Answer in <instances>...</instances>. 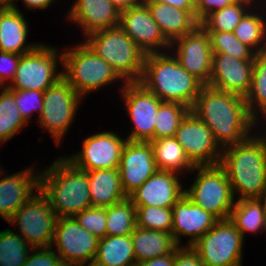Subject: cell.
I'll use <instances>...</instances> for the list:
<instances>
[{
  "label": "cell",
  "instance_id": "obj_25",
  "mask_svg": "<svg viewBox=\"0 0 266 266\" xmlns=\"http://www.w3.org/2000/svg\"><path fill=\"white\" fill-rule=\"evenodd\" d=\"M143 2L149 8L154 21L170 43L191 33L200 25L196 19L195 10H182L160 2Z\"/></svg>",
  "mask_w": 266,
  "mask_h": 266
},
{
  "label": "cell",
  "instance_id": "obj_48",
  "mask_svg": "<svg viewBox=\"0 0 266 266\" xmlns=\"http://www.w3.org/2000/svg\"><path fill=\"white\" fill-rule=\"evenodd\" d=\"M160 2L182 10H195V0H143Z\"/></svg>",
  "mask_w": 266,
  "mask_h": 266
},
{
  "label": "cell",
  "instance_id": "obj_26",
  "mask_svg": "<svg viewBox=\"0 0 266 266\" xmlns=\"http://www.w3.org/2000/svg\"><path fill=\"white\" fill-rule=\"evenodd\" d=\"M87 172L92 207H109L127 197L118 168Z\"/></svg>",
  "mask_w": 266,
  "mask_h": 266
},
{
  "label": "cell",
  "instance_id": "obj_15",
  "mask_svg": "<svg viewBox=\"0 0 266 266\" xmlns=\"http://www.w3.org/2000/svg\"><path fill=\"white\" fill-rule=\"evenodd\" d=\"M170 51L189 74L204 85L209 84L213 51L209 35L200 25L191 33L174 40Z\"/></svg>",
  "mask_w": 266,
  "mask_h": 266
},
{
  "label": "cell",
  "instance_id": "obj_10",
  "mask_svg": "<svg viewBox=\"0 0 266 266\" xmlns=\"http://www.w3.org/2000/svg\"><path fill=\"white\" fill-rule=\"evenodd\" d=\"M57 220L58 216L52 210L48 198L38 190L14 213L8 223L18 226L19 235L30 247L47 248L52 245Z\"/></svg>",
  "mask_w": 266,
  "mask_h": 266
},
{
  "label": "cell",
  "instance_id": "obj_14",
  "mask_svg": "<svg viewBox=\"0 0 266 266\" xmlns=\"http://www.w3.org/2000/svg\"><path fill=\"white\" fill-rule=\"evenodd\" d=\"M127 139L114 131L92 134L85 139L81 151L66 158L85 171L119 168L121 153Z\"/></svg>",
  "mask_w": 266,
  "mask_h": 266
},
{
  "label": "cell",
  "instance_id": "obj_43",
  "mask_svg": "<svg viewBox=\"0 0 266 266\" xmlns=\"http://www.w3.org/2000/svg\"><path fill=\"white\" fill-rule=\"evenodd\" d=\"M20 57V54L0 51V87H7V80L10 84L14 80Z\"/></svg>",
  "mask_w": 266,
  "mask_h": 266
},
{
  "label": "cell",
  "instance_id": "obj_52",
  "mask_svg": "<svg viewBox=\"0 0 266 266\" xmlns=\"http://www.w3.org/2000/svg\"><path fill=\"white\" fill-rule=\"evenodd\" d=\"M234 2H238V3L244 4V5L248 6L250 9H252L254 4H255V6H257L255 0H234ZM257 2L259 3L260 1L257 0Z\"/></svg>",
  "mask_w": 266,
  "mask_h": 266
},
{
  "label": "cell",
  "instance_id": "obj_19",
  "mask_svg": "<svg viewBox=\"0 0 266 266\" xmlns=\"http://www.w3.org/2000/svg\"><path fill=\"white\" fill-rule=\"evenodd\" d=\"M253 60H241L225 53H213L208 86L245 96L250 89Z\"/></svg>",
  "mask_w": 266,
  "mask_h": 266
},
{
  "label": "cell",
  "instance_id": "obj_17",
  "mask_svg": "<svg viewBox=\"0 0 266 266\" xmlns=\"http://www.w3.org/2000/svg\"><path fill=\"white\" fill-rule=\"evenodd\" d=\"M99 239L82 228L74 217L58 218L51 247L63 262L83 263L95 258Z\"/></svg>",
  "mask_w": 266,
  "mask_h": 266
},
{
  "label": "cell",
  "instance_id": "obj_21",
  "mask_svg": "<svg viewBox=\"0 0 266 266\" xmlns=\"http://www.w3.org/2000/svg\"><path fill=\"white\" fill-rule=\"evenodd\" d=\"M172 234L179 246H191L219 219L212 213L193 203L185 194L172 207ZM189 236L186 245H182L181 236Z\"/></svg>",
  "mask_w": 266,
  "mask_h": 266
},
{
  "label": "cell",
  "instance_id": "obj_46",
  "mask_svg": "<svg viewBox=\"0 0 266 266\" xmlns=\"http://www.w3.org/2000/svg\"><path fill=\"white\" fill-rule=\"evenodd\" d=\"M7 4L10 8L14 9V10H19L15 1L16 0H6ZM55 0H22V2L24 3V5L27 8H30L35 10V9H42L45 10L47 9L49 6H52L51 4L54 2Z\"/></svg>",
  "mask_w": 266,
  "mask_h": 266
},
{
  "label": "cell",
  "instance_id": "obj_18",
  "mask_svg": "<svg viewBox=\"0 0 266 266\" xmlns=\"http://www.w3.org/2000/svg\"><path fill=\"white\" fill-rule=\"evenodd\" d=\"M118 169L123 191L128 197L158 170L150 142L127 141Z\"/></svg>",
  "mask_w": 266,
  "mask_h": 266
},
{
  "label": "cell",
  "instance_id": "obj_51",
  "mask_svg": "<svg viewBox=\"0 0 266 266\" xmlns=\"http://www.w3.org/2000/svg\"><path fill=\"white\" fill-rule=\"evenodd\" d=\"M81 266H106V265L97 260L96 258H93L91 260H88L87 262L81 263Z\"/></svg>",
  "mask_w": 266,
  "mask_h": 266
},
{
  "label": "cell",
  "instance_id": "obj_38",
  "mask_svg": "<svg viewBox=\"0 0 266 266\" xmlns=\"http://www.w3.org/2000/svg\"><path fill=\"white\" fill-rule=\"evenodd\" d=\"M137 227L172 233V208L135 206Z\"/></svg>",
  "mask_w": 266,
  "mask_h": 266
},
{
  "label": "cell",
  "instance_id": "obj_34",
  "mask_svg": "<svg viewBox=\"0 0 266 266\" xmlns=\"http://www.w3.org/2000/svg\"><path fill=\"white\" fill-rule=\"evenodd\" d=\"M27 125L18 111L14 95L6 87H0V143L5 144Z\"/></svg>",
  "mask_w": 266,
  "mask_h": 266
},
{
  "label": "cell",
  "instance_id": "obj_49",
  "mask_svg": "<svg viewBox=\"0 0 266 266\" xmlns=\"http://www.w3.org/2000/svg\"><path fill=\"white\" fill-rule=\"evenodd\" d=\"M120 11L139 5L143 0H110Z\"/></svg>",
  "mask_w": 266,
  "mask_h": 266
},
{
  "label": "cell",
  "instance_id": "obj_37",
  "mask_svg": "<svg viewBox=\"0 0 266 266\" xmlns=\"http://www.w3.org/2000/svg\"><path fill=\"white\" fill-rule=\"evenodd\" d=\"M250 10L244 4L234 2L223 9L216 10L209 14L200 26L206 32H233L243 16Z\"/></svg>",
  "mask_w": 266,
  "mask_h": 266
},
{
  "label": "cell",
  "instance_id": "obj_30",
  "mask_svg": "<svg viewBox=\"0 0 266 266\" xmlns=\"http://www.w3.org/2000/svg\"><path fill=\"white\" fill-rule=\"evenodd\" d=\"M229 220L241 232L259 234L266 231V212L257 199H239L235 201Z\"/></svg>",
  "mask_w": 266,
  "mask_h": 266
},
{
  "label": "cell",
  "instance_id": "obj_41",
  "mask_svg": "<svg viewBox=\"0 0 266 266\" xmlns=\"http://www.w3.org/2000/svg\"><path fill=\"white\" fill-rule=\"evenodd\" d=\"M78 224L98 239L106 236V207H90L74 216Z\"/></svg>",
  "mask_w": 266,
  "mask_h": 266
},
{
  "label": "cell",
  "instance_id": "obj_27",
  "mask_svg": "<svg viewBox=\"0 0 266 266\" xmlns=\"http://www.w3.org/2000/svg\"><path fill=\"white\" fill-rule=\"evenodd\" d=\"M131 238L136 263L172 253L179 247L173 234L163 231L136 227Z\"/></svg>",
  "mask_w": 266,
  "mask_h": 266
},
{
  "label": "cell",
  "instance_id": "obj_39",
  "mask_svg": "<svg viewBox=\"0 0 266 266\" xmlns=\"http://www.w3.org/2000/svg\"><path fill=\"white\" fill-rule=\"evenodd\" d=\"M213 53H225L241 60H253L255 52L237 39L233 32H207Z\"/></svg>",
  "mask_w": 266,
  "mask_h": 266
},
{
  "label": "cell",
  "instance_id": "obj_50",
  "mask_svg": "<svg viewBox=\"0 0 266 266\" xmlns=\"http://www.w3.org/2000/svg\"><path fill=\"white\" fill-rule=\"evenodd\" d=\"M258 202L261 204L262 208L266 212V182L261 191V194L256 198Z\"/></svg>",
  "mask_w": 266,
  "mask_h": 266
},
{
  "label": "cell",
  "instance_id": "obj_22",
  "mask_svg": "<svg viewBox=\"0 0 266 266\" xmlns=\"http://www.w3.org/2000/svg\"><path fill=\"white\" fill-rule=\"evenodd\" d=\"M32 166L14 174L3 176L0 172V216L9 221L14 213L40 190V172Z\"/></svg>",
  "mask_w": 266,
  "mask_h": 266
},
{
  "label": "cell",
  "instance_id": "obj_16",
  "mask_svg": "<svg viewBox=\"0 0 266 266\" xmlns=\"http://www.w3.org/2000/svg\"><path fill=\"white\" fill-rule=\"evenodd\" d=\"M119 27L146 55L170 51L171 43L164 37L143 1L137 6L121 11Z\"/></svg>",
  "mask_w": 266,
  "mask_h": 266
},
{
  "label": "cell",
  "instance_id": "obj_8",
  "mask_svg": "<svg viewBox=\"0 0 266 266\" xmlns=\"http://www.w3.org/2000/svg\"><path fill=\"white\" fill-rule=\"evenodd\" d=\"M45 44L21 55L14 80L6 87L8 90L45 91L63 78L62 70L57 72L62 64V52L59 54L57 47Z\"/></svg>",
  "mask_w": 266,
  "mask_h": 266
},
{
  "label": "cell",
  "instance_id": "obj_47",
  "mask_svg": "<svg viewBox=\"0 0 266 266\" xmlns=\"http://www.w3.org/2000/svg\"><path fill=\"white\" fill-rule=\"evenodd\" d=\"M174 252L150 260L137 262L134 266H173Z\"/></svg>",
  "mask_w": 266,
  "mask_h": 266
},
{
  "label": "cell",
  "instance_id": "obj_28",
  "mask_svg": "<svg viewBox=\"0 0 266 266\" xmlns=\"http://www.w3.org/2000/svg\"><path fill=\"white\" fill-rule=\"evenodd\" d=\"M158 170L173 172L192 171L194 165L186 156L183 147L175 137H163L150 141Z\"/></svg>",
  "mask_w": 266,
  "mask_h": 266
},
{
  "label": "cell",
  "instance_id": "obj_42",
  "mask_svg": "<svg viewBox=\"0 0 266 266\" xmlns=\"http://www.w3.org/2000/svg\"><path fill=\"white\" fill-rule=\"evenodd\" d=\"M60 263L61 259L53 247L33 248L23 266H59Z\"/></svg>",
  "mask_w": 266,
  "mask_h": 266
},
{
  "label": "cell",
  "instance_id": "obj_29",
  "mask_svg": "<svg viewBox=\"0 0 266 266\" xmlns=\"http://www.w3.org/2000/svg\"><path fill=\"white\" fill-rule=\"evenodd\" d=\"M95 258L106 266H134L136 260L131 235L99 239Z\"/></svg>",
  "mask_w": 266,
  "mask_h": 266
},
{
  "label": "cell",
  "instance_id": "obj_11",
  "mask_svg": "<svg viewBox=\"0 0 266 266\" xmlns=\"http://www.w3.org/2000/svg\"><path fill=\"white\" fill-rule=\"evenodd\" d=\"M82 101L64 78L44 91L43 109L37 120L40 127L51 134L56 145L62 143Z\"/></svg>",
  "mask_w": 266,
  "mask_h": 266
},
{
  "label": "cell",
  "instance_id": "obj_45",
  "mask_svg": "<svg viewBox=\"0 0 266 266\" xmlns=\"http://www.w3.org/2000/svg\"><path fill=\"white\" fill-rule=\"evenodd\" d=\"M173 266H204V264L191 246H179L174 251Z\"/></svg>",
  "mask_w": 266,
  "mask_h": 266
},
{
  "label": "cell",
  "instance_id": "obj_13",
  "mask_svg": "<svg viewBox=\"0 0 266 266\" xmlns=\"http://www.w3.org/2000/svg\"><path fill=\"white\" fill-rule=\"evenodd\" d=\"M174 137L194 166L220 164L222 149L213 132L192 111L182 120Z\"/></svg>",
  "mask_w": 266,
  "mask_h": 266
},
{
  "label": "cell",
  "instance_id": "obj_53",
  "mask_svg": "<svg viewBox=\"0 0 266 266\" xmlns=\"http://www.w3.org/2000/svg\"><path fill=\"white\" fill-rule=\"evenodd\" d=\"M59 266H81V264L76 263V262H63V261H61Z\"/></svg>",
  "mask_w": 266,
  "mask_h": 266
},
{
  "label": "cell",
  "instance_id": "obj_31",
  "mask_svg": "<svg viewBox=\"0 0 266 266\" xmlns=\"http://www.w3.org/2000/svg\"><path fill=\"white\" fill-rule=\"evenodd\" d=\"M244 98L249 113L257 121H266V51L254 56L251 86Z\"/></svg>",
  "mask_w": 266,
  "mask_h": 266
},
{
  "label": "cell",
  "instance_id": "obj_4",
  "mask_svg": "<svg viewBox=\"0 0 266 266\" xmlns=\"http://www.w3.org/2000/svg\"><path fill=\"white\" fill-rule=\"evenodd\" d=\"M168 52L145 56L139 83L161 101L180 103L191 109L204 84Z\"/></svg>",
  "mask_w": 266,
  "mask_h": 266
},
{
  "label": "cell",
  "instance_id": "obj_5",
  "mask_svg": "<svg viewBox=\"0 0 266 266\" xmlns=\"http://www.w3.org/2000/svg\"><path fill=\"white\" fill-rule=\"evenodd\" d=\"M85 38V43L125 83L139 82L146 54L119 26L92 32Z\"/></svg>",
  "mask_w": 266,
  "mask_h": 266
},
{
  "label": "cell",
  "instance_id": "obj_24",
  "mask_svg": "<svg viewBox=\"0 0 266 266\" xmlns=\"http://www.w3.org/2000/svg\"><path fill=\"white\" fill-rule=\"evenodd\" d=\"M24 16L20 10L10 8L6 0H0V51L23 55L39 45L26 43L29 25Z\"/></svg>",
  "mask_w": 266,
  "mask_h": 266
},
{
  "label": "cell",
  "instance_id": "obj_7",
  "mask_svg": "<svg viewBox=\"0 0 266 266\" xmlns=\"http://www.w3.org/2000/svg\"><path fill=\"white\" fill-rule=\"evenodd\" d=\"M192 172H197V176L191 187L185 189V195L219 220L229 219L235 197L225 170L218 164L195 166Z\"/></svg>",
  "mask_w": 266,
  "mask_h": 266
},
{
  "label": "cell",
  "instance_id": "obj_12",
  "mask_svg": "<svg viewBox=\"0 0 266 266\" xmlns=\"http://www.w3.org/2000/svg\"><path fill=\"white\" fill-rule=\"evenodd\" d=\"M120 92L128 111L132 132L126 138L133 142L154 140L155 118L159 105L163 102L155 94L146 90L139 82H123Z\"/></svg>",
  "mask_w": 266,
  "mask_h": 266
},
{
  "label": "cell",
  "instance_id": "obj_3",
  "mask_svg": "<svg viewBox=\"0 0 266 266\" xmlns=\"http://www.w3.org/2000/svg\"><path fill=\"white\" fill-rule=\"evenodd\" d=\"M40 190L58 218L74 217L92 207L88 172L76 167L66 156L58 157L40 171Z\"/></svg>",
  "mask_w": 266,
  "mask_h": 266
},
{
  "label": "cell",
  "instance_id": "obj_44",
  "mask_svg": "<svg viewBox=\"0 0 266 266\" xmlns=\"http://www.w3.org/2000/svg\"><path fill=\"white\" fill-rule=\"evenodd\" d=\"M234 3V0H195L196 19L201 23L209 14Z\"/></svg>",
  "mask_w": 266,
  "mask_h": 266
},
{
  "label": "cell",
  "instance_id": "obj_1",
  "mask_svg": "<svg viewBox=\"0 0 266 266\" xmlns=\"http://www.w3.org/2000/svg\"><path fill=\"white\" fill-rule=\"evenodd\" d=\"M191 111L213 132L222 150L243 142L259 126L249 113L244 96L208 85L202 87Z\"/></svg>",
  "mask_w": 266,
  "mask_h": 266
},
{
  "label": "cell",
  "instance_id": "obj_6",
  "mask_svg": "<svg viewBox=\"0 0 266 266\" xmlns=\"http://www.w3.org/2000/svg\"><path fill=\"white\" fill-rule=\"evenodd\" d=\"M74 46L62 52V73L63 78L83 99L93 91L122 81L113 68L84 41Z\"/></svg>",
  "mask_w": 266,
  "mask_h": 266
},
{
  "label": "cell",
  "instance_id": "obj_9",
  "mask_svg": "<svg viewBox=\"0 0 266 266\" xmlns=\"http://www.w3.org/2000/svg\"><path fill=\"white\" fill-rule=\"evenodd\" d=\"M244 238L229 220H219L193 245L204 266H242Z\"/></svg>",
  "mask_w": 266,
  "mask_h": 266
},
{
  "label": "cell",
  "instance_id": "obj_40",
  "mask_svg": "<svg viewBox=\"0 0 266 266\" xmlns=\"http://www.w3.org/2000/svg\"><path fill=\"white\" fill-rule=\"evenodd\" d=\"M15 98L18 111L23 120L29 124L35 110L41 114L43 109L44 91L40 90H9Z\"/></svg>",
  "mask_w": 266,
  "mask_h": 266
},
{
  "label": "cell",
  "instance_id": "obj_35",
  "mask_svg": "<svg viewBox=\"0 0 266 266\" xmlns=\"http://www.w3.org/2000/svg\"><path fill=\"white\" fill-rule=\"evenodd\" d=\"M191 109L176 102H162L155 118L154 140L163 137H174L180 123Z\"/></svg>",
  "mask_w": 266,
  "mask_h": 266
},
{
  "label": "cell",
  "instance_id": "obj_23",
  "mask_svg": "<svg viewBox=\"0 0 266 266\" xmlns=\"http://www.w3.org/2000/svg\"><path fill=\"white\" fill-rule=\"evenodd\" d=\"M70 8L67 17L83 29L84 37L101 29L119 26L121 11L110 0H75Z\"/></svg>",
  "mask_w": 266,
  "mask_h": 266
},
{
  "label": "cell",
  "instance_id": "obj_2",
  "mask_svg": "<svg viewBox=\"0 0 266 266\" xmlns=\"http://www.w3.org/2000/svg\"><path fill=\"white\" fill-rule=\"evenodd\" d=\"M266 129V128H265ZM222 150L220 166L239 199H256L266 182V130ZM257 134V135H255ZM260 135V136H259Z\"/></svg>",
  "mask_w": 266,
  "mask_h": 266
},
{
  "label": "cell",
  "instance_id": "obj_33",
  "mask_svg": "<svg viewBox=\"0 0 266 266\" xmlns=\"http://www.w3.org/2000/svg\"><path fill=\"white\" fill-rule=\"evenodd\" d=\"M106 236L131 235L137 227L136 207L126 197L106 207Z\"/></svg>",
  "mask_w": 266,
  "mask_h": 266
},
{
  "label": "cell",
  "instance_id": "obj_36",
  "mask_svg": "<svg viewBox=\"0 0 266 266\" xmlns=\"http://www.w3.org/2000/svg\"><path fill=\"white\" fill-rule=\"evenodd\" d=\"M14 230L0 231V266H23L33 249Z\"/></svg>",
  "mask_w": 266,
  "mask_h": 266
},
{
  "label": "cell",
  "instance_id": "obj_20",
  "mask_svg": "<svg viewBox=\"0 0 266 266\" xmlns=\"http://www.w3.org/2000/svg\"><path fill=\"white\" fill-rule=\"evenodd\" d=\"M179 175L157 170L128 198L135 206L172 208L185 194Z\"/></svg>",
  "mask_w": 266,
  "mask_h": 266
},
{
  "label": "cell",
  "instance_id": "obj_32",
  "mask_svg": "<svg viewBox=\"0 0 266 266\" xmlns=\"http://www.w3.org/2000/svg\"><path fill=\"white\" fill-rule=\"evenodd\" d=\"M255 9L254 6L243 16L233 33L257 54L266 51V19L263 12L260 13L258 8L256 12Z\"/></svg>",
  "mask_w": 266,
  "mask_h": 266
}]
</instances>
